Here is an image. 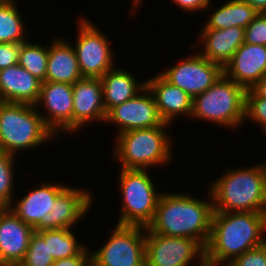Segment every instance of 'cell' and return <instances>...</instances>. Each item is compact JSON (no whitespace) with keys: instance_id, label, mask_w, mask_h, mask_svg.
<instances>
[{"instance_id":"1","label":"cell","mask_w":266,"mask_h":266,"mask_svg":"<svg viewBox=\"0 0 266 266\" xmlns=\"http://www.w3.org/2000/svg\"><path fill=\"white\" fill-rule=\"evenodd\" d=\"M43 182L9 208L35 231L73 229L90 211L92 192L53 182ZM16 202V203H14Z\"/></svg>"},{"instance_id":"2","label":"cell","mask_w":266,"mask_h":266,"mask_svg":"<svg viewBox=\"0 0 266 266\" xmlns=\"http://www.w3.org/2000/svg\"><path fill=\"white\" fill-rule=\"evenodd\" d=\"M206 200L185 193L162 192L152 222L147 228L165 236L186 237L207 245L214 213L209 189Z\"/></svg>"},{"instance_id":"3","label":"cell","mask_w":266,"mask_h":266,"mask_svg":"<svg viewBox=\"0 0 266 266\" xmlns=\"http://www.w3.org/2000/svg\"><path fill=\"white\" fill-rule=\"evenodd\" d=\"M266 213L214 212L205 258L227 266L244 252L266 242Z\"/></svg>"},{"instance_id":"4","label":"cell","mask_w":266,"mask_h":266,"mask_svg":"<svg viewBox=\"0 0 266 266\" xmlns=\"http://www.w3.org/2000/svg\"><path fill=\"white\" fill-rule=\"evenodd\" d=\"M227 169L207 184L214 212L266 213V162Z\"/></svg>"},{"instance_id":"5","label":"cell","mask_w":266,"mask_h":266,"mask_svg":"<svg viewBox=\"0 0 266 266\" xmlns=\"http://www.w3.org/2000/svg\"><path fill=\"white\" fill-rule=\"evenodd\" d=\"M169 123L151 128L129 130L114 138L113 156L125 169H150L167 166L173 158V138ZM169 134V135H168Z\"/></svg>"},{"instance_id":"6","label":"cell","mask_w":266,"mask_h":266,"mask_svg":"<svg viewBox=\"0 0 266 266\" xmlns=\"http://www.w3.org/2000/svg\"><path fill=\"white\" fill-rule=\"evenodd\" d=\"M55 138L35 105L0 101V150L17 156Z\"/></svg>"},{"instance_id":"7","label":"cell","mask_w":266,"mask_h":266,"mask_svg":"<svg viewBox=\"0 0 266 266\" xmlns=\"http://www.w3.org/2000/svg\"><path fill=\"white\" fill-rule=\"evenodd\" d=\"M246 89L224 74L206 91L193 98L190 118L237 129L245 122Z\"/></svg>"},{"instance_id":"8","label":"cell","mask_w":266,"mask_h":266,"mask_svg":"<svg viewBox=\"0 0 266 266\" xmlns=\"http://www.w3.org/2000/svg\"><path fill=\"white\" fill-rule=\"evenodd\" d=\"M146 169H125L119 172L122 197L118 225L147 227L153 220L161 192Z\"/></svg>"},{"instance_id":"9","label":"cell","mask_w":266,"mask_h":266,"mask_svg":"<svg viewBox=\"0 0 266 266\" xmlns=\"http://www.w3.org/2000/svg\"><path fill=\"white\" fill-rule=\"evenodd\" d=\"M92 253V266H146L145 227L118 225Z\"/></svg>"},{"instance_id":"10","label":"cell","mask_w":266,"mask_h":266,"mask_svg":"<svg viewBox=\"0 0 266 266\" xmlns=\"http://www.w3.org/2000/svg\"><path fill=\"white\" fill-rule=\"evenodd\" d=\"M85 18L77 19V40L72 46L82 76L101 78L108 70L115 67L116 59L113 56L115 54L105 33Z\"/></svg>"},{"instance_id":"11","label":"cell","mask_w":266,"mask_h":266,"mask_svg":"<svg viewBox=\"0 0 266 266\" xmlns=\"http://www.w3.org/2000/svg\"><path fill=\"white\" fill-rule=\"evenodd\" d=\"M205 258V248L186 237L165 236L145 227L146 266H191Z\"/></svg>"},{"instance_id":"12","label":"cell","mask_w":266,"mask_h":266,"mask_svg":"<svg viewBox=\"0 0 266 266\" xmlns=\"http://www.w3.org/2000/svg\"><path fill=\"white\" fill-rule=\"evenodd\" d=\"M159 74L192 98L209 89L223 74V68L196 52Z\"/></svg>"},{"instance_id":"13","label":"cell","mask_w":266,"mask_h":266,"mask_svg":"<svg viewBox=\"0 0 266 266\" xmlns=\"http://www.w3.org/2000/svg\"><path fill=\"white\" fill-rule=\"evenodd\" d=\"M35 107L42 116L45 125L56 137H59L57 134L62 132L73 134V91L71 84L41 82L40 95ZM41 108L43 112L46 111V114L40 113Z\"/></svg>"},{"instance_id":"14","label":"cell","mask_w":266,"mask_h":266,"mask_svg":"<svg viewBox=\"0 0 266 266\" xmlns=\"http://www.w3.org/2000/svg\"><path fill=\"white\" fill-rule=\"evenodd\" d=\"M105 123L117 126V135L129 130L161 126L165 122L152 92L146 86L132 99L113 107L107 113Z\"/></svg>"},{"instance_id":"15","label":"cell","mask_w":266,"mask_h":266,"mask_svg":"<svg viewBox=\"0 0 266 266\" xmlns=\"http://www.w3.org/2000/svg\"><path fill=\"white\" fill-rule=\"evenodd\" d=\"M73 91V134L89 123L105 122L100 78L83 77L72 85Z\"/></svg>"},{"instance_id":"16","label":"cell","mask_w":266,"mask_h":266,"mask_svg":"<svg viewBox=\"0 0 266 266\" xmlns=\"http://www.w3.org/2000/svg\"><path fill=\"white\" fill-rule=\"evenodd\" d=\"M35 229L24 223L9 207L0 208V252L2 266L20 264Z\"/></svg>"},{"instance_id":"17","label":"cell","mask_w":266,"mask_h":266,"mask_svg":"<svg viewBox=\"0 0 266 266\" xmlns=\"http://www.w3.org/2000/svg\"><path fill=\"white\" fill-rule=\"evenodd\" d=\"M223 74L245 89L266 75V46L243 43L223 68Z\"/></svg>"},{"instance_id":"18","label":"cell","mask_w":266,"mask_h":266,"mask_svg":"<svg viewBox=\"0 0 266 266\" xmlns=\"http://www.w3.org/2000/svg\"><path fill=\"white\" fill-rule=\"evenodd\" d=\"M199 44L203 49L199 53L222 68L233 57L236 50L244 43L245 28L232 26L226 29L202 28Z\"/></svg>"},{"instance_id":"19","label":"cell","mask_w":266,"mask_h":266,"mask_svg":"<svg viewBox=\"0 0 266 266\" xmlns=\"http://www.w3.org/2000/svg\"><path fill=\"white\" fill-rule=\"evenodd\" d=\"M146 86L152 92L161 118L173 123L178 116L192 113L193 98L177 86L172 85L160 74L146 79Z\"/></svg>"},{"instance_id":"20","label":"cell","mask_w":266,"mask_h":266,"mask_svg":"<svg viewBox=\"0 0 266 266\" xmlns=\"http://www.w3.org/2000/svg\"><path fill=\"white\" fill-rule=\"evenodd\" d=\"M41 81L19 64L0 70V101L35 105Z\"/></svg>"},{"instance_id":"21","label":"cell","mask_w":266,"mask_h":266,"mask_svg":"<svg viewBox=\"0 0 266 266\" xmlns=\"http://www.w3.org/2000/svg\"><path fill=\"white\" fill-rule=\"evenodd\" d=\"M55 38V39H54ZM48 46V63L45 81L73 85L83 78L72 42L54 37Z\"/></svg>"},{"instance_id":"22","label":"cell","mask_w":266,"mask_h":266,"mask_svg":"<svg viewBox=\"0 0 266 266\" xmlns=\"http://www.w3.org/2000/svg\"><path fill=\"white\" fill-rule=\"evenodd\" d=\"M117 67L115 66L113 69L108 70L100 78L106 114L113 107L135 97L146 87V80L139 82L131 71Z\"/></svg>"},{"instance_id":"23","label":"cell","mask_w":266,"mask_h":266,"mask_svg":"<svg viewBox=\"0 0 266 266\" xmlns=\"http://www.w3.org/2000/svg\"><path fill=\"white\" fill-rule=\"evenodd\" d=\"M258 13L255 8L241 0H227L211 12L203 28L226 29L232 26L246 28Z\"/></svg>"},{"instance_id":"24","label":"cell","mask_w":266,"mask_h":266,"mask_svg":"<svg viewBox=\"0 0 266 266\" xmlns=\"http://www.w3.org/2000/svg\"><path fill=\"white\" fill-rule=\"evenodd\" d=\"M17 7L15 0H0V43H23L30 40Z\"/></svg>"},{"instance_id":"25","label":"cell","mask_w":266,"mask_h":266,"mask_svg":"<svg viewBox=\"0 0 266 266\" xmlns=\"http://www.w3.org/2000/svg\"><path fill=\"white\" fill-rule=\"evenodd\" d=\"M44 241H48L49 254L54 260L78 255L87 244L78 242L72 229H51L37 231Z\"/></svg>"},{"instance_id":"26","label":"cell","mask_w":266,"mask_h":266,"mask_svg":"<svg viewBox=\"0 0 266 266\" xmlns=\"http://www.w3.org/2000/svg\"><path fill=\"white\" fill-rule=\"evenodd\" d=\"M48 63V46L26 41L20 44L18 64L41 82L45 81Z\"/></svg>"},{"instance_id":"27","label":"cell","mask_w":266,"mask_h":266,"mask_svg":"<svg viewBox=\"0 0 266 266\" xmlns=\"http://www.w3.org/2000/svg\"><path fill=\"white\" fill-rule=\"evenodd\" d=\"M18 156L0 150V208L9 207L14 198V171ZM14 174V175H13ZM14 189V190H13Z\"/></svg>"},{"instance_id":"28","label":"cell","mask_w":266,"mask_h":266,"mask_svg":"<svg viewBox=\"0 0 266 266\" xmlns=\"http://www.w3.org/2000/svg\"><path fill=\"white\" fill-rule=\"evenodd\" d=\"M54 261L49 254L48 241H44V238L35 231L30 238L28 249L20 265L52 266Z\"/></svg>"},{"instance_id":"29","label":"cell","mask_w":266,"mask_h":266,"mask_svg":"<svg viewBox=\"0 0 266 266\" xmlns=\"http://www.w3.org/2000/svg\"><path fill=\"white\" fill-rule=\"evenodd\" d=\"M247 119L260 125L266 135V98L259 97L251 88L245 93V121Z\"/></svg>"},{"instance_id":"30","label":"cell","mask_w":266,"mask_h":266,"mask_svg":"<svg viewBox=\"0 0 266 266\" xmlns=\"http://www.w3.org/2000/svg\"><path fill=\"white\" fill-rule=\"evenodd\" d=\"M245 43L266 46V13L259 12L245 28Z\"/></svg>"},{"instance_id":"31","label":"cell","mask_w":266,"mask_h":266,"mask_svg":"<svg viewBox=\"0 0 266 266\" xmlns=\"http://www.w3.org/2000/svg\"><path fill=\"white\" fill-rule=\"evenodd\" d=\"M227 266H266V242L244 252Z\"/></svg>"},{"instance_id":"32","label":"cell","mask_w":266,"mask_h":266,"mask_svg":"<svg viewBox=\"0 0 266 266\" xmlns=\"http://www.w3.org/2000/svg\"><path fill=\"white\" fill-rule=\"evenodd\" d=\"M21 43H0V70L18 64Z\"/></svg>"},{"instance_id":"33","label":"cell","mask_w":266,"mask_h":266,"mask_svg":"<svg viewBox=\"0 0 266 266\" xmlns=\"http://www.w3.org/2000/svg\"><path fill=\"white\" fill-rule=\"evenodd\" d=\"M52 266H92V253L86 246L78 255L55 260Z\"/></svg>"},{"instance_id":"34","label":"cell","mask_w":266,"mask_h":266,"mask_svg":"<svg viewBox=\"0 0 266 266\" xmlns=\"http://www.w3.org/2000/svg\"><path fill=\"white\" fill-rule=\"evenodd\" d=\"M185 12H198L211 6V0H171Z\"/></svg>"},{"instance_id":"35","label":"cell","mask_w":266,"mask_h":266,"mask_svg":"<svg viewBox=\"0 0 266 266\" xmlns=\"http://www.w3.org/2000/svg\"><path fill=\"white\" fill-rule=\"evenodd\" d=\"M259 97L266 98V75L251 88Z\"/></svg>"},{"instance_id":"36","label":"cell","mask_w":266,"mask_h":266,"mask_svg":"<svg viewBox=\"0 0 266 266\" xmlns=\"http://www.w3.org/2000/svg\"><path fill=\"white\" fill-rule=\"evenodd\" d=\"M255 8L258 12L266 13V0H241Z\"/></svg>"},{"instance_id":"37","label":"cell","mask_w":266,"mask_h":266,"mask_svg":"<svg viewBox=\"0 0 266 266\" xmlns=\"http://www.w3.org/2000/svg\"><path fill=\"white\" fill-rule=\"evenodd\" d=\"M198 264V265H197ZM194 264L195 266H223L218 263L211 262L204 258L200 263Z\"/></svg>"},{"instance_id":"38","label":"cell","mask_w":266,"mask_h":266,"mask_svg":"<svg viewBox=\"0 0 266 266\" xmlns=\"http://www.w3.org/2000/svg\"><path fill=\"white\" fill-rule=\"evenodd\" d=\"M131 2H132L131 8H133L131 11H133V14H134V12H136L135 9H137V11H138V9H139L138 7L142 4L143 0H132Z\"/></svg>"},{"instance_id":"39","label":"cell","mask_w":266,"mask_h":266,"mask_svg":"<svg viewBox=\"0 0 266 266\" xmlns=\"http://www.w3.org/2000/svg\"><path fill=\"white\" fill-rule=\"evenodd\" d=\"M0 266H2V255H1V252H0Z\"/></svg>"},{"instance_id":"40","label":"cell","mask_w":266,"mask_h":266,"mask_svg":"<svg viewBox=\"0 0 266 266\" xmlns=\"http://www.w3.org/2000/svg\"><path fill=\"white\" fill-rule=\"evenodd\" d=\"M4 266H21L20 264H15V265H4Z\"/></svg>"}]
</instances>
